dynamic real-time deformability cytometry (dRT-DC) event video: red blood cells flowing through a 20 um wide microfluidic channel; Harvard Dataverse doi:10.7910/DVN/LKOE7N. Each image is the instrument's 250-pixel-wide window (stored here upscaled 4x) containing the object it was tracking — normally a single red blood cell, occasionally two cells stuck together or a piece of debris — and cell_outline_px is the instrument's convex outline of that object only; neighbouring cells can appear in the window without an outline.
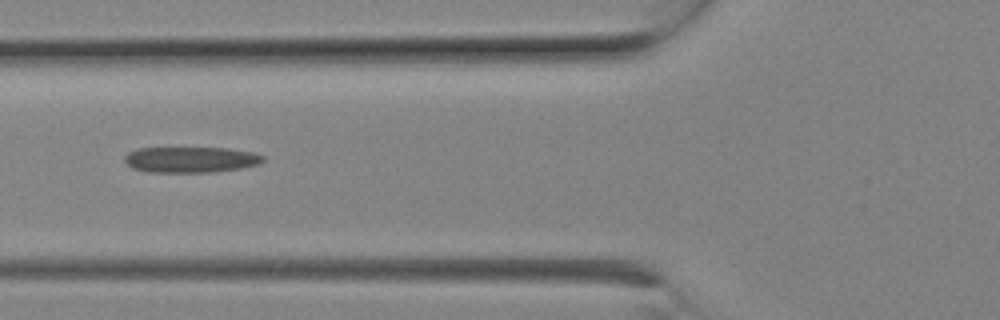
{"species": "Egyptian fruit bat (a non-hibernating species)", "species_latin": "Rousettus aegyptiacus", "temperature_condition": "room temperature", "stored_images_in_passage": 8, "camera_frame_rate_fps": 3000, "um_per_image_px": 0.085, "animal": {"sex": "female"}, "frame": {"image": 1, "passage_image": 6, "time_ms": 1.667, "image_size_px": [1000, 320], "cell_outline_px": [[264, 160], [260, 164], [240, 168], [208, 172], [148, 172], [132, 168], [124, 160], [124, 156], [128, 152], [136, 148], [228, 148], [252, 152], [264, 156]], "centroid_in_image_um": [16.19, 13.56], "position_along_channel_um": 109.6, "area_um2": 20.81}}
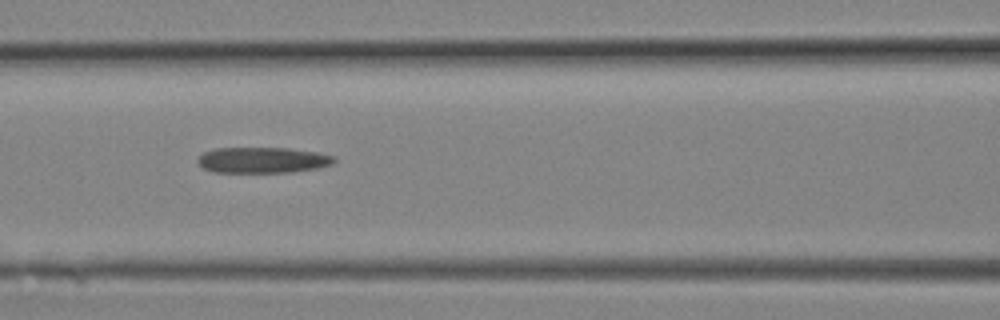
{"frame": {"image": 2, "passage_image": 7, "time_ms": 2.0, "image_size_px": [1000, 320], "cell_outline_px": [[336, 160], [332, 164], [320, 168], [292, 172], [212, 172], [204, 168], [196, 160], [204, 152], [216, 148], [288, 148], [316, 152], [336, 156]], "centroid_in_image_um": [22.36, 13.61], "position_along_channel_um": 144.2, "area_um2": 20.58}}
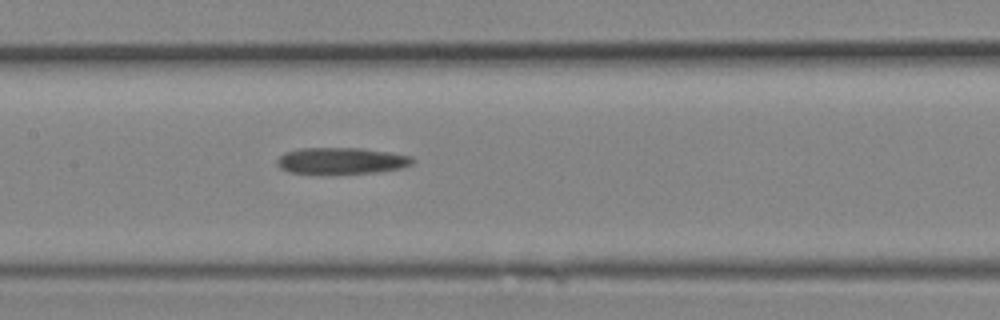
{"frame": {"image": 3, "passage_image": 8, "time_ms": 2.333, "image_size_px": [1000, 320], "cell_outline_px": [[412, 164], [404, 168], [380, 172], [320, 176], [288, 172], [280, 168], [276, 164], [276, 160], [284, 152], [300, 148], [360, 148], [388, 152], [412, 156]], "centroid_in_image_um": [28.96, 13.71], "position_along_channel_um": 178.4, "area_um2": 21.79}}